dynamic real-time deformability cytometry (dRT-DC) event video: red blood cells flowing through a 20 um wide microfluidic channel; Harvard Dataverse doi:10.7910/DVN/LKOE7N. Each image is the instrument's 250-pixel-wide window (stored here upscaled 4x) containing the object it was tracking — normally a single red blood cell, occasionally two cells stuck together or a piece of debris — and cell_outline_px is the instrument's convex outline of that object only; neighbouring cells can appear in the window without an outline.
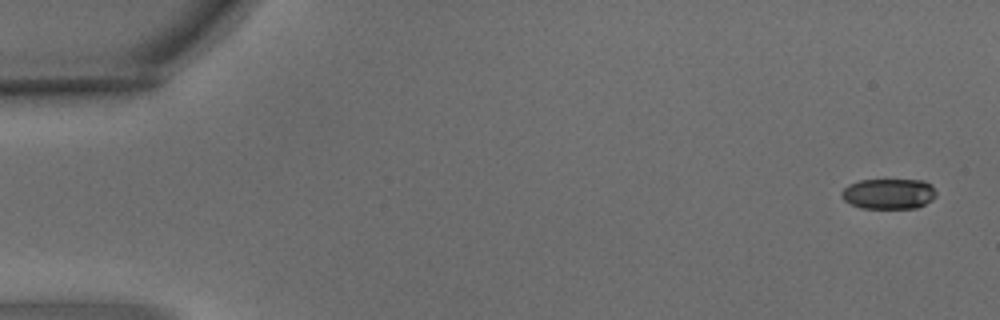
{"species": "common noctule bat (a hibernating species)", "species_latin": "Nyctalus noctula", "temperature_condition": "warm", "stored_images_in_passage": 5, "camera_frame_rate_fps": 3000, "um_per_image_px": 0.085, "animal": {"sex": "male", "body_mass_g": 15.6}, "frame": {"image": 1, "passage_image": 1, "time_ms": 0.0, "image_size_px": [1000, 320], "cell_outline_px": [[936, 196], [932, 200], [916, 208], [860, 208], [844, 200], [840, 196], [840, 192], [848, 184], [860, 180], [924, 180], [932, 184], [936, 192]], "centroid_in_image_um": [75.54, 16.46], "position_along_channel_um": 9.5, "area_um2": 16.94}}
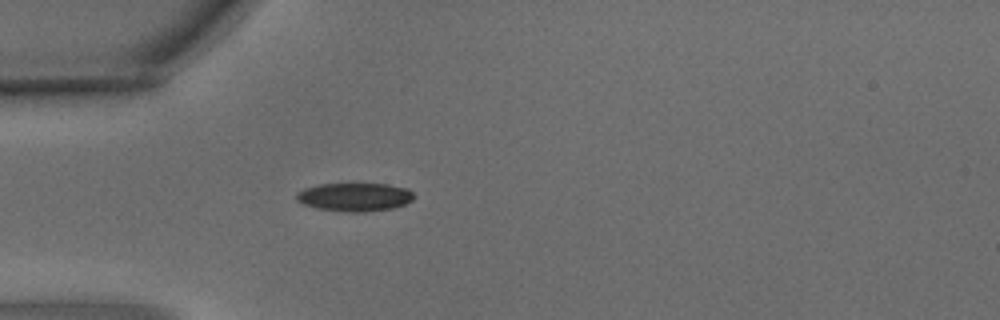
{"frame": {"image": 2, "passage_image": 5, "time_ms": 1.333, "image_size_px": [1000, 320], "cell_outline_px": [[416, 196], [412, 200], [404, 204], [392, 208], [364, 212], [348, 212], [316, 208], [304, 204], [296, 200], [296, 192], [304, 188], [320, 184], [388, 184], [408, 188]], "centroid_in_image_um": [30.15, 16.74], "position_along_channel_um": 54.9, "area_um2": 19.48}}